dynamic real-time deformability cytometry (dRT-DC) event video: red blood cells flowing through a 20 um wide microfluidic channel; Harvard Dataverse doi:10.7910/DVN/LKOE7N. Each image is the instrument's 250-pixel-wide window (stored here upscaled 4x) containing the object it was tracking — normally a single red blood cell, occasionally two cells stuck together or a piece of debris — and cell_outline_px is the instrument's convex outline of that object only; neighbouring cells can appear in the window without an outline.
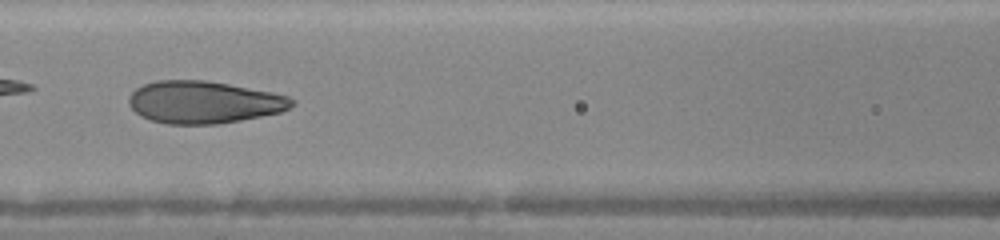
{"species": "human", "species_latin": "Homo sapiens", "temperature_condition": "warm", "stored_images_in_passage": 36, "camera_frame_rate_fps": 3000, "um_per_image_px": 0.085, "donor": {"sex": "female"}, "frame": {"image": 1, "passage_image": 11, "time_ms": 3.333, "image_size_px": [1000, 240], "cell_outline_px": [[296, 104], [280, 112], [240, 120], [216, 124], [164, 124], [140, 116], [128, 104], [128, 96], [136, 88], [144, 84], [156, 80], [204, 80], [228, 84], [272, 92], [288, 96], [296, 100]], "centroid_in_image_um": [17.31, 8.68], "position_along_channel_um": 149.3, "area_um2": 40.23}}
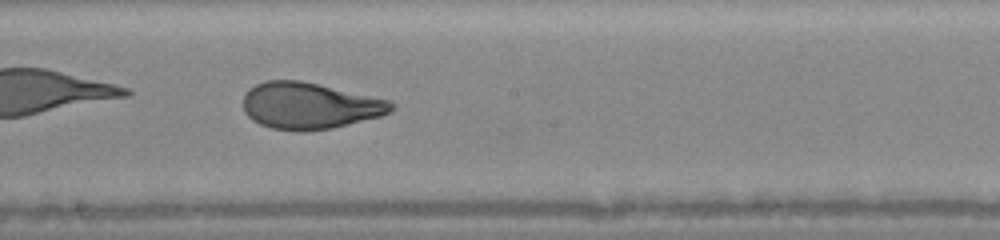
{"frame": {"image": 2, "passage_image": 16, "time_ms": 5.0, "image_size_px": [1000, 240], "cell_outline_px": [[396, 108], [392, 112], [380, 116], [332, 128], [304, 132], [296, 132], [272, 128], [260, 124], [252, 120], [244, 112], [244, 92], [248, 88], [256, 84], [268, 80], [300, 80], [392, 100], [396, 104]], "centroid_in_image_um": [26.33, 8.99], "position_along_channel_um": 221.9, "area_um2": 40.58}}
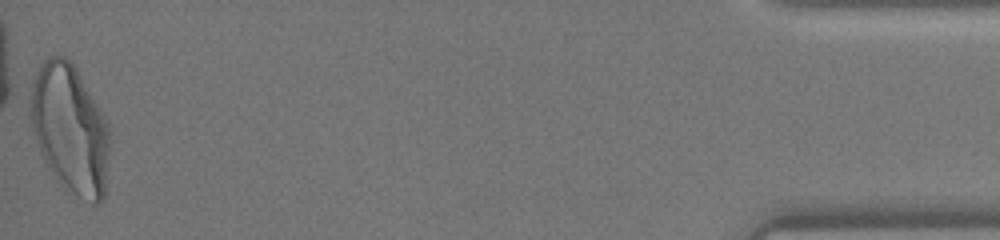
{"frame": {"image": 3, "passage_image": 36, "time_ms": 11.667, "image_size_px": [1000, 240], "cell_outline_px": [[108, 152], [104, 200], [100, 204], [92, 204], [56, 180], [40, 148], [32, 124], [28, 100], [32, 84], [40, 64], [48, 56], [68, 56], [76, 68], [100, 108], [108, 124]], "centroid_in_image_um": [5.95, 10.9], "position_along_channel_um": 429.2, "area_um2": 58.67}, "authors_computed_cell_mechanics": {"area_um2": 40.8935, "velocity_mm_per_s": 4.3677, "shape_relaxation_time_tau1_ms": 5.5565, "shape_relaxation_time_tau2_ms": null, "deformation_change_tau1": 0.2433, "deformation_change_tau2": null}}